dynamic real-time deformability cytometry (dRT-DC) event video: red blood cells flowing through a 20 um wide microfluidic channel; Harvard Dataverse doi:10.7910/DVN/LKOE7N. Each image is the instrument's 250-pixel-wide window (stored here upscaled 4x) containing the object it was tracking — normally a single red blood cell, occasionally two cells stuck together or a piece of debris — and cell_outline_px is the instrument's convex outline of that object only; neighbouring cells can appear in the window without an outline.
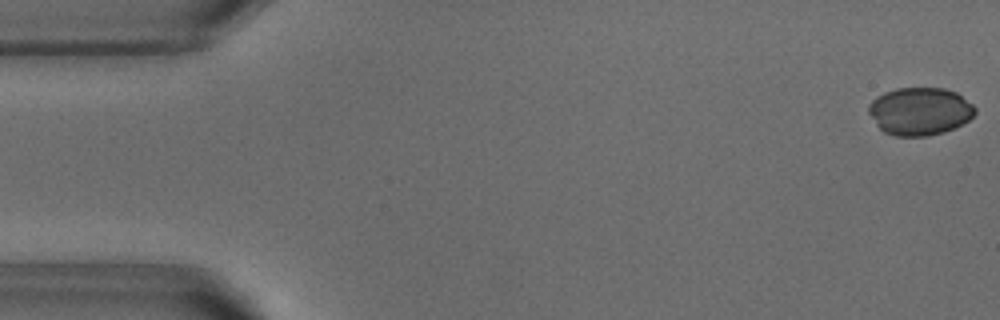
{"species": "common noctule bat (a hibernating species)", "species_latin": "Nyctalus noctula", "temperature_condition": "warm", "stored_images_in_passage": 9, "camera_frame_rate_fps": 3000, "um_per_image_px": 0.085, "animal": {"sex": "male", "body_mass_g": 18.8}, "frame": {"image": 1, "passage_image": 1, "time_ms": 0.0, "image_size_px": [1000, 320], "cell_outline_px": [[976, 112], [968, 120], [944, 132], [928, 136], [896, 136], [884, 132], [876, 124], [868, 112], [868, 104], [876, 96], [884, 92], [896, 88], [944, 88], [956, 92], [972, 104], [976, 108]], "centroid_in_image_um": [78.16, 9.45], "position_along_channel_um": 6.8, "area_um2": 29.59}}